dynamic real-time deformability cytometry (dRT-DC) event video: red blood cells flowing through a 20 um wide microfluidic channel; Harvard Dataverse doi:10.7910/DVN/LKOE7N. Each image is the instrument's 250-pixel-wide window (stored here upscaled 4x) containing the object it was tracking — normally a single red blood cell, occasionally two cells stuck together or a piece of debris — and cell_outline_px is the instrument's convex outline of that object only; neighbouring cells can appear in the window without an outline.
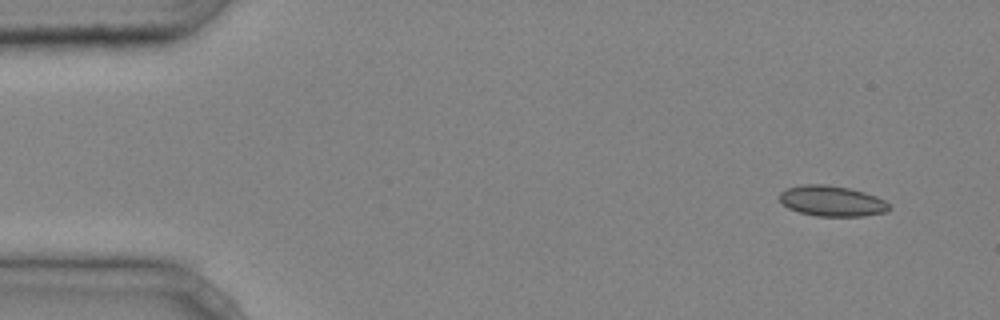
{"species": "common noctule bat (a hibernating species)", "species_latin": "Nyctalus noctula", "temperature_condition": "cold", "stored_images_in_passage": 42, "camera_frame_rate_fps": 3000, "um_per_image_px": 0.085, "animal": {"sex": "male", "body_mass_g": 20.4}, "frame": {"image": 1, "passage_image": 1, "time_ms": 0.0, "image_size_px": [1000, 320], "cell_outline_px": [[892, 208], [884, 212], [864, 216], [816, 216], [800, 212], [788, 208], [776, 196], [784, 188], [804, 184], [824, 184], [848, 188], [864, 192], [876, 196], [884, 200]], "centroid_in_image_um": [70.67, 17.08], "position_along_channel_um": 14.3, "area_um2": 19.59}}
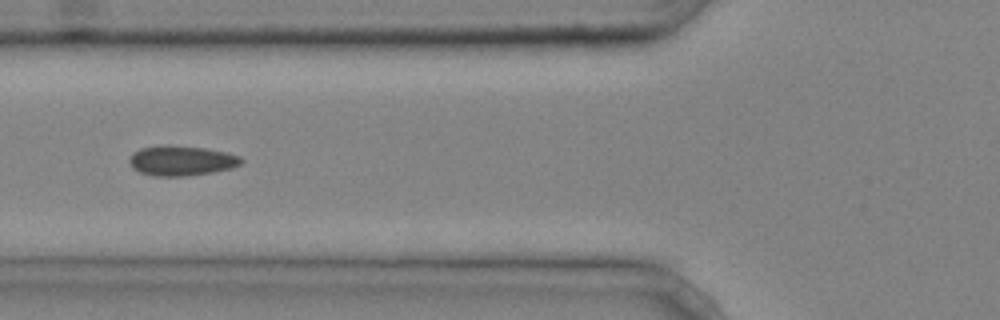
{"frame": {"image": 2, "passage_image": 15, "time_ms": 4.667, "image_size_px": [1000, 320], "cell_outline_px": [[244, 160], [240, 164], [232, 168], [212, 172], [184, 176], [152, 176], [140, 172], [132, 168], [128, 160], [132, 152], [140, 148], [168, 144], [204, 148], [224, 152], [240, 156]], "centroid_in_image_um": [15.38, 13.65], "position_along_channel_um": 110.4, "area_um2": 19.65}}
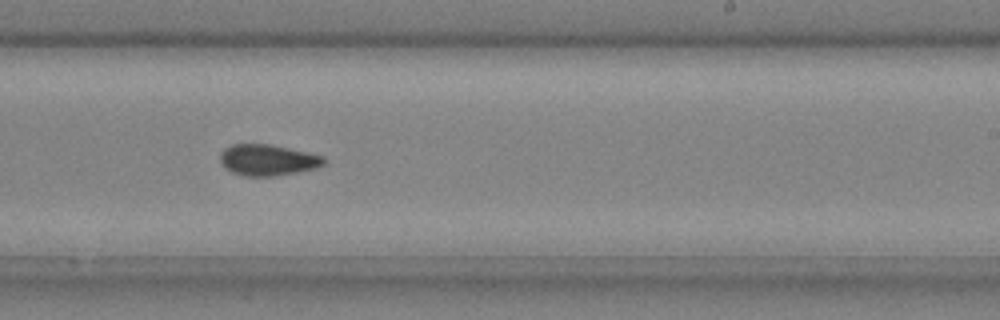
{"frame": {"image": 3, "passage_image": 26, "time_ms": 8.333, "image_size_px": [1000, 320], "cell_outline_px": [[328, 160], [324, 164], [316, 168], [296, 172], [272, 176], [248, 176], [232, 172], [220, 160], [220, 152], [224, 148], [232, 144], [268, 144], [308, 152], [324, 156]], "centroid_in_image_um": [22.79, 13.59], "position_along_channel_um": 266.2, "area_um2": 18.67}, "authors_computed_cell_mechanics": {"area_um2": 19.0162, "velocity_mm_per_s": 4.2575, "shape_relaxation_time_tau1_ms": 6.6533, "shape_relaxation_time_tau2_ms": 1.7191, "deformation_change_tau1": 0.1003, "deformation_change_tau2": 0.0424}}